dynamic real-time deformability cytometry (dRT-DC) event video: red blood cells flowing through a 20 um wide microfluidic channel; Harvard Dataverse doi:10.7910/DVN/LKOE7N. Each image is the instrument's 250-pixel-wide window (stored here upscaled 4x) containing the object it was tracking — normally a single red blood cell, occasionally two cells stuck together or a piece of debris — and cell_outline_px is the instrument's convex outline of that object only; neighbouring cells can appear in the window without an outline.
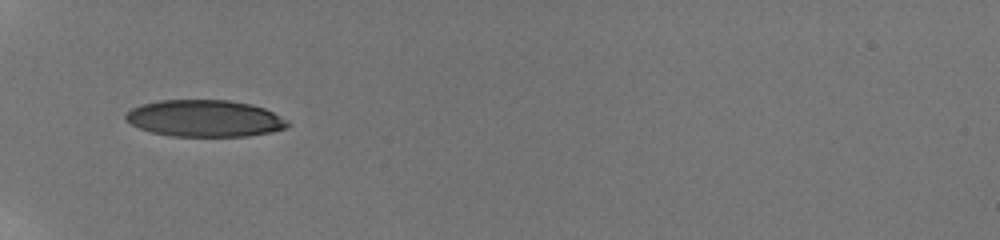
{"species": "human", "species_latin": "Homo sapiens", "temperature_condition": "room temperature", "stored_images_in_passage": 38, "camera_frame_rate_fps": 3000, "um_per_image_px": 0.085, "donor": {"sex": "male"}, "frame": {"image": 1, "passage_image": 1, "time_ms": 0.0, "image_size_px": [1000, 240], "cell_outline_px": [[292, 124], [284, 128], [272, 132], [248, 136], [172, 136], [152, 132], [140, 128], [124, 120], [124, 116], [132, 108], [144, 104], [160, 100], [228, 100], [252, 104], [264, 108], [288, 120]], "centroid_in_image_um": [17.43, 10.06], "position_along_channel_um": 67.6, "area_um2": 34.68}}
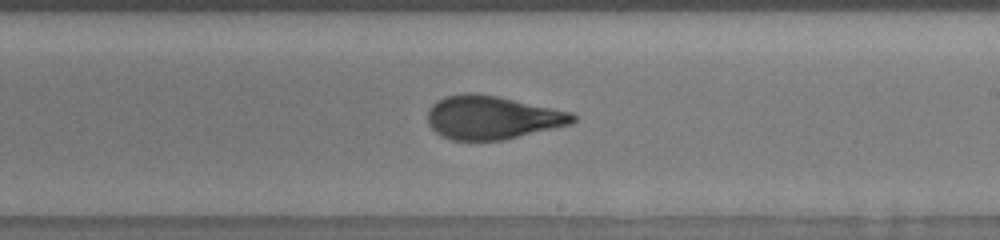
{"frame": {"image": 2, "passage_image": 17, "time_ms": 5.0, "image_size_px": [1000, 240], "cell_outline_px": [[576, 120], [572, 124], [504, 140], [452, 140], [440, 136], [428, 124], [428, 108], [436, 100], [444, 96], [464, 92], [476, 92], [496, 96], [572, 112], [576, 116]], "centroid_in_image_um": [41.8, 9.98], "position_along_channel_um": 247.2, "area_um2": 36.99}}
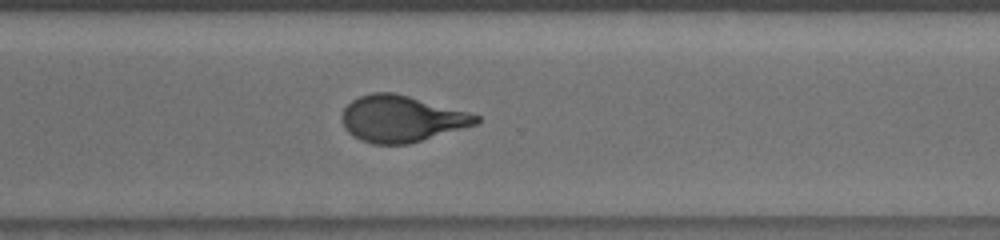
{"frame": {"image": 3, "passage_image": 25, "time_ms": 7.333, "image_size_px": [1000, 240], "cell_outline_px": [[480, 120], [476, 124], [408, 144], [372, 144], [360, 140], [352, 136], [344, 128], [344, 108], [352, 100], [360, 96], [372, 92], [392, 92], [408, 96], [468, 112], [480, 116]], "centroid_in_image_um": [34.1, 10.1], "position_along_channel_um": 336.5, "area_um2": 35.78}, "authors_computed_cell_mechanics": {"area_um2": 36.8475, "velocity_mm_per_s": 3.8356, "shape_relaxation_time_tau1_ms": 6.4473, "shape_relaxation_time_tau2_ms": 0.7506, "deformation_change_tau1": 0.2298, "deformation_change_tau2": 0.0689}}